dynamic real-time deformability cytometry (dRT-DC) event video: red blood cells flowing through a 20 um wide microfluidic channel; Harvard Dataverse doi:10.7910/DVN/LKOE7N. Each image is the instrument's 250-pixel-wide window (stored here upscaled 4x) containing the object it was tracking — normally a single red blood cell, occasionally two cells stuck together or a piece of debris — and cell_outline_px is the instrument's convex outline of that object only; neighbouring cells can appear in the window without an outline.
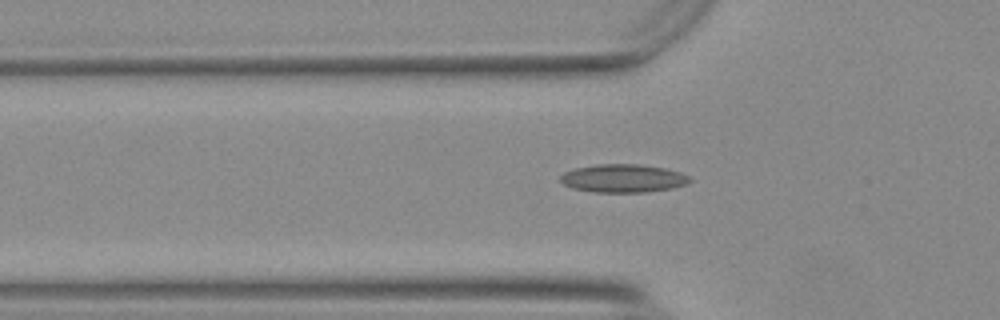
{"species": "Egyptian fruit bat (a non-hibernating species)", "species_latin": "Rousettus aegyptiacus", "temperature_condition": "warm", "stored_images_in_passage": 42, "camera_frame_rate_fps": 3000, "um_per_image_px": 0.085, "animal": {"sex": "female"}, "frame": {"image": 1, "passage_image": 11, "time_ms": 3.333, "image_size_px": [1000, 320], "cell_outline_px": [[692, 180], [684, 184], [672, 188], [644, 192], [592, 192], [572, 188], [564, 184], [560, 180], [560, 176], [564, 172], [576, 168], [596, 164], [640, 164], [664, 168], [680, 172], [688, 176]], "centroid_in_image_um": [52.94, 15.15], "position_along_channel_um": 72.9, "area_um2": 21.15}}
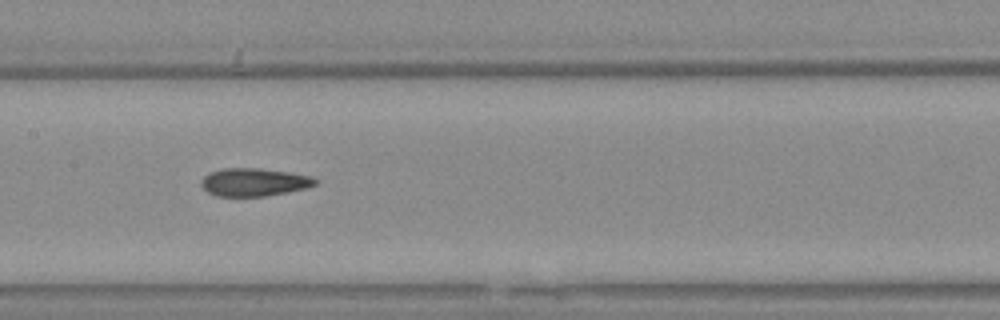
{"frame": {"image": 2, "passage_image": 20, "time_ms": 6.333, "image_size_px": [1000, 320], "cell_outline_px": [[316, 184], [304, 188], [264, 196], [216, 196], [208, 192], [200, 184], [200, 180], [208, 172], [220, 168], [260, 168], [288, 172], [312, 176], [316, 180]], "centroid_in_image_um": [21.52, 15.47], "position_along_channel_um": 185.9, "area_um2": 18.5}}
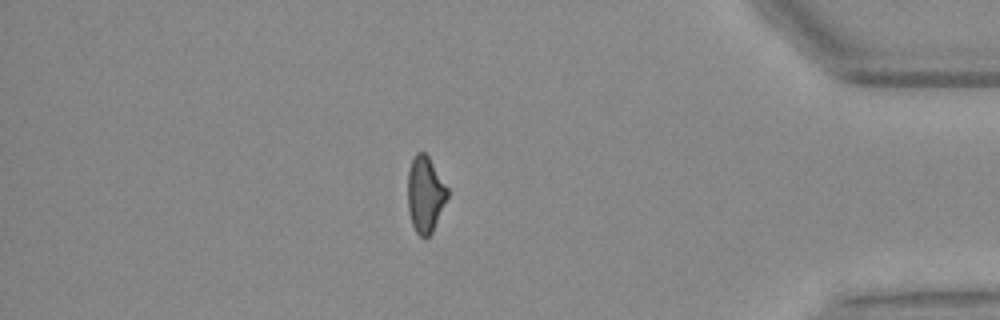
{"frame": {"image": 3, "passage_image": 40, "time_ms": 13.0, "image_size_px": [1000, 320], "cell_outline_px": [[448, 196], [432, 232], [428, 236], [420, 236], [416, 232], [412, 224], [408, 208], [408, 172], [412, 160], [416, 152], [424, 152], [428, 156], [448, 188]], "centroid_in_image_um": [36.14, 16.5], "position_along_channel_um": 399.1, "area_um2": 17.34}, "authors_computed_cell_mechanics": {"area_um2": 18.6116, "velocity_mm_per_s": 3.7467, "shape_relaxation_time_tau1_ms": null, "shape_relaxation_time_tau2_ms": 2.6884, "deformation_change_tau1": null, "deformation_change_tau2": 0.1069}}